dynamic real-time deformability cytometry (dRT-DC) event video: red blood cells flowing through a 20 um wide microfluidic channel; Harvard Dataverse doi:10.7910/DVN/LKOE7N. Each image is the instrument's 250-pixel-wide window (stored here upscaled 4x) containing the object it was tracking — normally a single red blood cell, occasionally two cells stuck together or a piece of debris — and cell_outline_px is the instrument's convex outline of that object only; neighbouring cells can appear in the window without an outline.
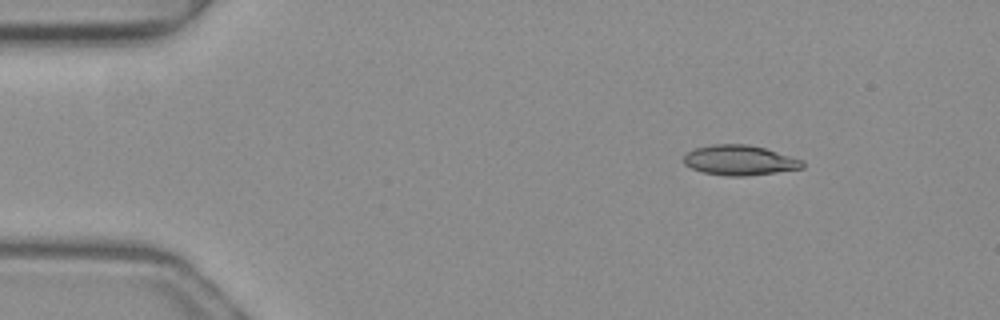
{"species": "common noctule bat (a hibernating species)", "species_latin": "Nyctalus noctula", "temperature_condition": "warm", "stored_images_in_passage": 40, "camera_frame_rate_fps": 3000, "um_per_image_px": 0.085, "animal": {"sex": "female", "body_mass_g": 19.3, "forearm_length_mm": 54.1}, "frame": {"image": 1, "passage_image": 1, "time_ms": 0.0, "image_size_px": [1000, 320], "cell_outline_px": [[804, 168], [776, 172], [744, 176], [724, 176], [704, 172], [692, 168], [684, 164], [684, 156], [688, 152], [696, 148], [712, 144], [748, 144], [764, 148], [804, 160]], "centroid_in_image_um": [62.88, 13.62], "position_along_channel_um": 22.1, "area_um2": 20.69}}
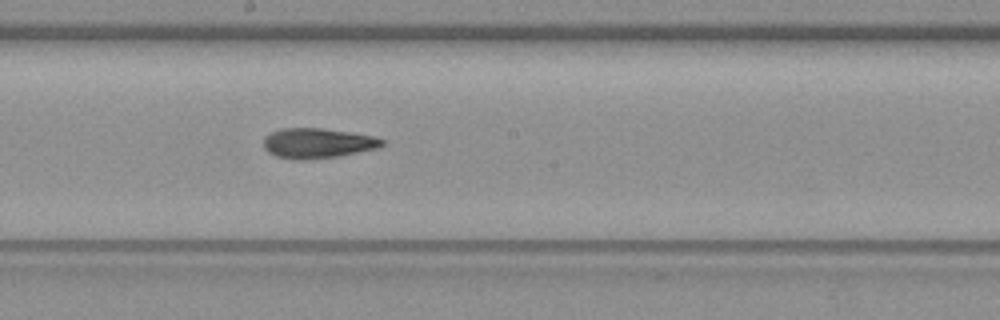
{"frame": {"image": 2, "passage_image": 22, "time_ms": 7.0, "image_size_px": [1000, 320], "cell_outline_px": [[384, 144], [376, 148], [340, 156], [304, 160], [296, 160], [276, 156], [268, 152], [264, 148], [264, 140], [272, 132], [280, 128], [320, 128], [348, 132], [372, 136], [384, 140]], "centroid_in_image_um": [26.97, 12.18], "position_along_channel_um": 221.2, "area_um2": 20.52}}
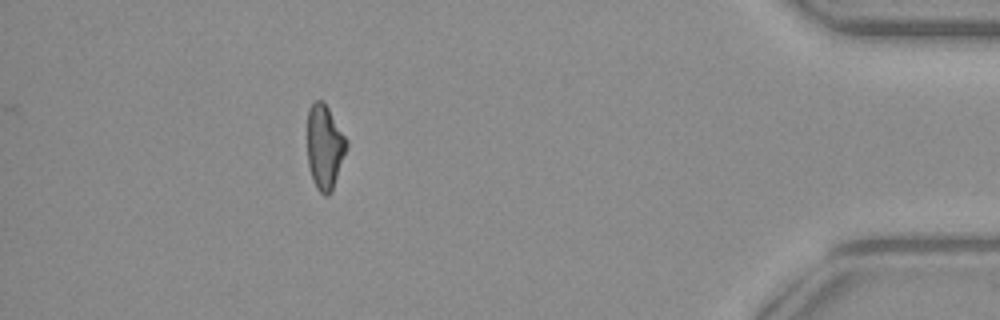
{"frame": {"image": 3, "passage_image": 40, "time_ms": 13.0, "image_size_px": [1000, 320], "cell_outline_px": [[348, 148], [332, 192], [328, 196], [324, 196], [316, 188], [312, 180], [308, 168], [308, 108], [316, 100], [324, 100], [348, 140]], "centroid_in_image_um": [27.61, 12.51], "position_along_channel_um": 407.6, "area_um2": 19.77}, "authors_computed_cell_mechanics": {"area_um2": 20.6057, "velocity_mm_per_s": 4.0321, "shape_relaxation_time_tau1_ms": 7.7281, "shape_relaxation_time_tau2_ms": 4.4908, "deformation_change_tau1": 0.2428, "deformation_change_tau2": 0.1527}}